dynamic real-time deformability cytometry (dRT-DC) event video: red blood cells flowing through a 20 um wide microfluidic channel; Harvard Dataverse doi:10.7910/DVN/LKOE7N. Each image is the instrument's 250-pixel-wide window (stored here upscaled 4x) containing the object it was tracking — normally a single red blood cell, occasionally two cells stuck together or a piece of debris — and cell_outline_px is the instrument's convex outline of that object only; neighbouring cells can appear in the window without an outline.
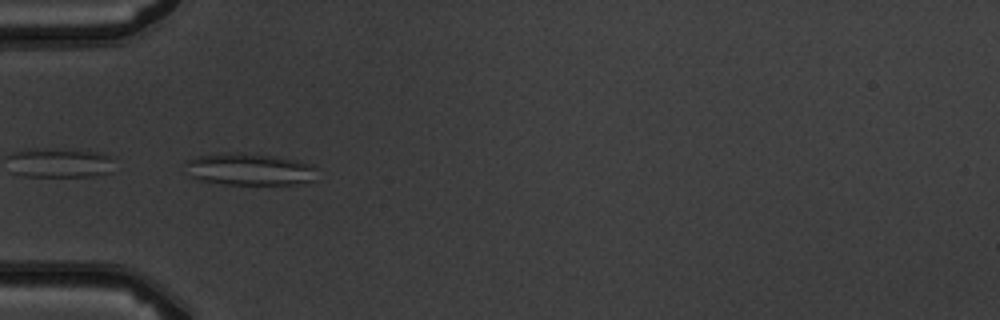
{"species": "common noctule bat (a hibernating species)", "species_latin": "Nyctalus noctula", "temperature_condition": "warm", "stored_images_in_passage": 7, "camera_frame_rate_fps": 3000, "um_per_image_px": 0.085, "animal": {"sex": "male", "body_mass_g": 19.5, "forearm_length_mm": 54.6}, "frame": {"image": 1, "passage_image": 4, "time_ms": 3.667, "image_size_px": [1000, 320], "cell_outline_px": [[312, 180], [296, 184], [224, 184], [196, 180], [188, 176], [184, 164], [184, 160], [196, 156], [224, 152], [240, 152], [272, 156], [300, 160], [312, 164]], "centroid_in_image_um": [21.05, 14.37], "position_along_channel_um": 63.9, "area_um2": 24.74}}
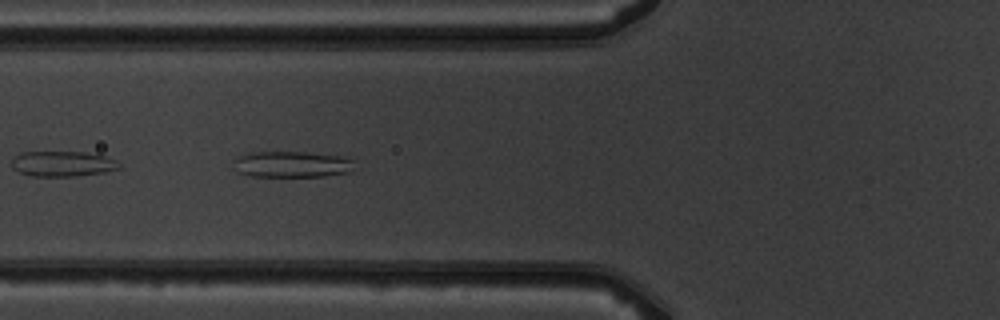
{"frame": {"image": 2, "passage_image": 5, "time_ms": 4.667, "image_size_px": [1000, 320], "cell_outline_px": [[352, 160], [348, 172], [324, 176], [252, 176], [236, 172], [232, 160], [244, 152], [304, 152], [348, 156]], "centroid_in_image_um": [24.72, 13.95], "position_along_channel_um": 101.1, "area_um2": 18.5}}